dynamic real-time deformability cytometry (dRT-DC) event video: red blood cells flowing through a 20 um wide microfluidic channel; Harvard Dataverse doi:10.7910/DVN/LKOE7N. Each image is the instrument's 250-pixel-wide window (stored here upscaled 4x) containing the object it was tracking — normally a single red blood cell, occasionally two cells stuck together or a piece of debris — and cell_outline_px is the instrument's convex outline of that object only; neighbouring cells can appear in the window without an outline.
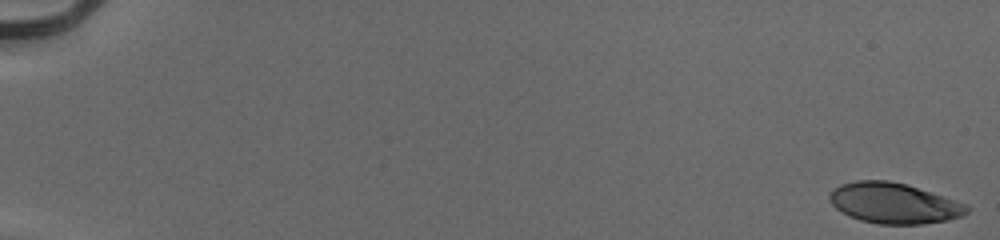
{"species": "human", "species_latin": "Homo sapiens", "temperature_condition": "cold", "stored_images_in_passage": 55, "camera_frame_rate_fps": 3000, "um_per_image_px": 0.085, "donor": {"sex": "male"}, "frame": {"image": 1, "passage_image": 1, "time_ms": 0.0, "image_size_px": [1000, 240], "cell_outline_px": [[968, 212], [964, 216], [948, 220], [920, 224], [880, 224], [860, 220], [848, 216], [836, 208], [828, 200], [828, 196], [840, 184], [856, 180], [888, 180], [904, 184], [968, 204]], "centroid_in_image_um": [75.97, 17.28], "position_along_channel_um": 9.0, "area_um2": 32.31}}
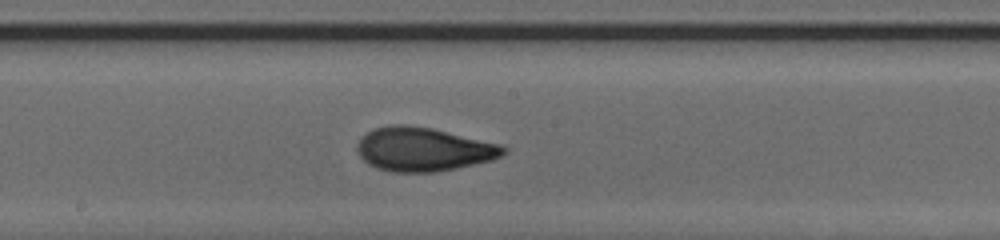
{"frame": {"image": 2, "passage_image": 32, "time_ms": 10.333, "image_size_px": [1000, 240], "cell_outline_px": [[508, 152], [492, 160], [456, 168], [436, 172], [392, 172], [376, 168], [368, 164], [356, 152], [356, 144], [360, 136], [372, 128], [388, 124], [404, 124], [432, 128], [504, 144], [508, 148]], "centroid_in_image_um": [35.98, 12.67], "position_along_channel_um": 212.2, "area_um2": 38.03}}
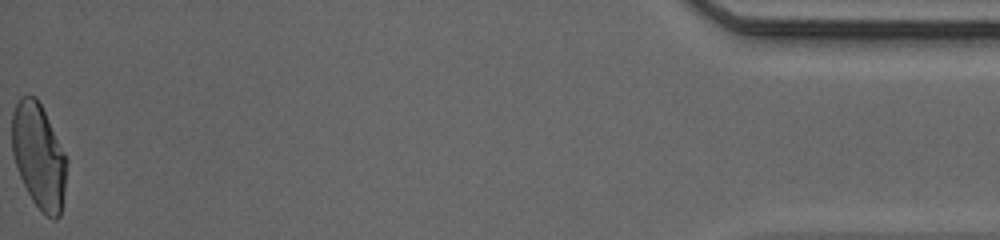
{"frame": {"image": 3, "passage_image": 55, "time_ms": 18.0, "image_size_px": [1000, 240], "cell_outline_px": [[68, 160], [64, 196], [60, 216], [56, 220], [52, 220], [32, 200], [20, 176], [12, 152], [12, 112], [20, 96], [36, 96]], "centroid_in_image_um": [3.3, 13.27], "position_along_channel_um": 431.9, "area_um2": 33.18}, "authors_computed_cell_mechanics": {"area_um2": 34.9112, "velocity_mm_per_s": 3.9674, "shape_relaxation_time_tau1_ms": 5.7301, "shape_relaxation_time_tau2_ms": 0.9337, "deformation_change_tau1": 0.2216, "deformation_change_tau2": 0.0628}}